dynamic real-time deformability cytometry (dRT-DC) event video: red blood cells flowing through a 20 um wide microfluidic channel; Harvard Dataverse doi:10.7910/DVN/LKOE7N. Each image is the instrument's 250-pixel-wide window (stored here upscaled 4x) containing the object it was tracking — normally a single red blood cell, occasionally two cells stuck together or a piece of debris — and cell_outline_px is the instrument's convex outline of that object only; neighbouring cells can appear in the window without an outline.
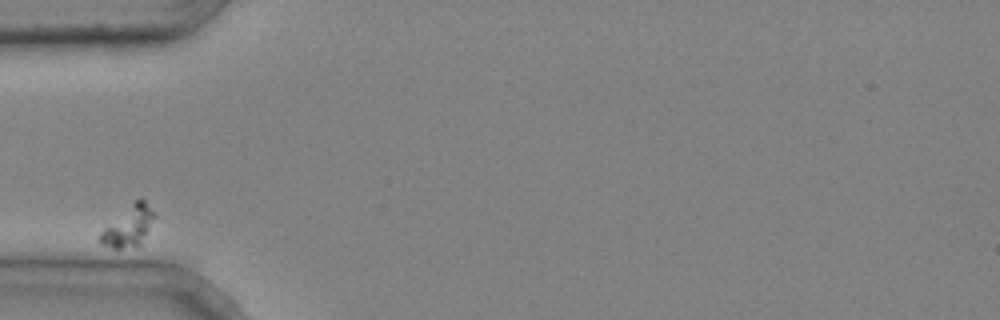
{"species": "common noctule bat (a hibernating species)", "species_latin": "Nyctalus noctula", "temperature_condition": "cold", "stored_images_in_passage": 8, "segment_of_instrument_passage": [2, 2], "camera_frame_rate_fps": 3000, "um_per_image_px": 0.085, "animal": {"sex": "male", "body_mass_g": 20.4}, "frame": {"image": 1, "passage_image": 5, "time_ms": 1.333, "image_size_px": [1000, 320], "cell_outline_px": [[156, 216], [140, 244], [120, 248], [112, 248], [100, 244], [100, 232], [104, 228], [136, 200], [144, 200]], "centroid_in_image_um": [10.92, 19.25], "position_along_channel_um": 74.1, "area_um2": 12.08}}
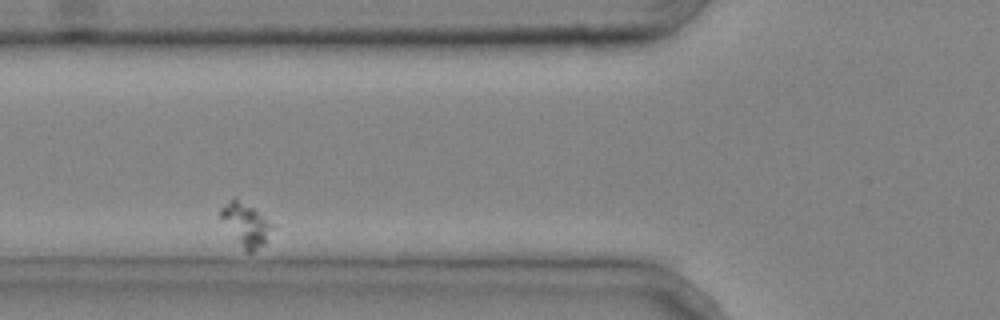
{"frame": {"image": 2, "passage_image": 6, "time_ms": 1.667, "image_size_px": [1000, 320], "cell_outline_px": [[276, 228], [264, 244], [252, 252], [248, 252], [244, 248], [220, 216], [220, 208], [236, 196], [276, 224]], "centroid_in_image_um": [20.99, 19.04], "position_along_channel_um": 104.8, "area_um2": 12.66}}